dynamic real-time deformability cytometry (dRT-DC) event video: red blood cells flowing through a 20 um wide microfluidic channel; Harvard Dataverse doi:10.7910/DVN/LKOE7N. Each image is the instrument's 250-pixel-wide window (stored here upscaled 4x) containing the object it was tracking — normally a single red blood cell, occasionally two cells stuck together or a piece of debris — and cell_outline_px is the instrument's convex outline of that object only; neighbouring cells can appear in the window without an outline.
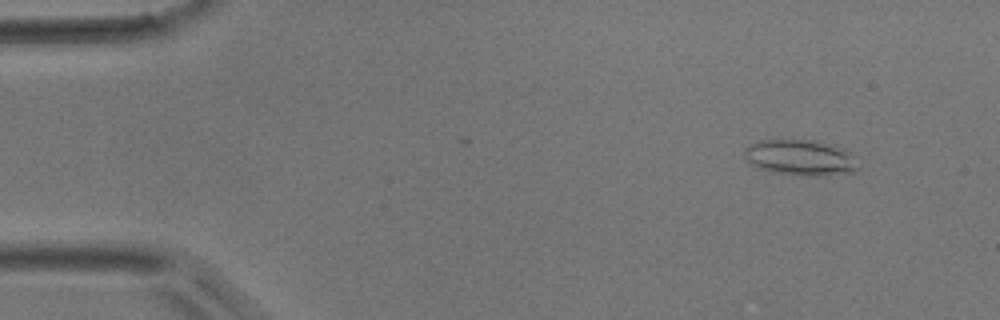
{"species": "common noctule bat (a hibernating species)", "species_latin": "Nyctalus noctula", "temperature_condition": "room temperature", "stored_images_in_passage": 5, "camera_frame_rate_fps": 3000, "um_per_image_px": 0.085, "animal": {"sex": "male", "body_mass_g": 17.9}, "frame": {"image": 1, "passage_image": 1, "time_ms": 0.0, "image_size_px": [1000, 320], "cell_outline_px": [[856, 168], [852, 172], [812, 176], [804, 176], [776, 172], [760, 168], [752, 164], [744, 156], [744, 148], [760, 140], [812, 140], [844, 148], [848, 152]], "centroid_in_image_um": [67.96, 13.38], "position_along_channel_um": 17.0, "area_um2": 22.95}}